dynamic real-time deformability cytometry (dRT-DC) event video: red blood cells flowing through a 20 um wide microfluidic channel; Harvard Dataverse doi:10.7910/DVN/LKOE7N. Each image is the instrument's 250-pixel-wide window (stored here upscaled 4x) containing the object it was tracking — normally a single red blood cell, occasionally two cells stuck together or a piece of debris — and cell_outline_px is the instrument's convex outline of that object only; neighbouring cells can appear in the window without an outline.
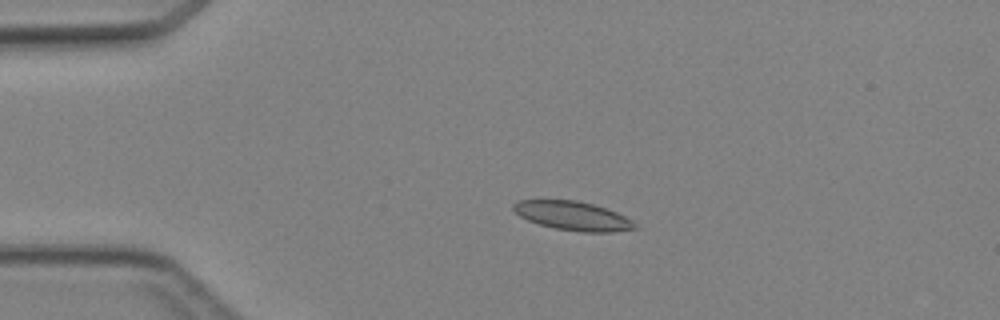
{"species": "Egyptian fruit bat (a non-hibernating species)", "species_latin": "Rousettus aegyptiacus", "temperature_condition": "cold", "stored_images_in_passage": 4, "camera_frame_rate_fps": 3000, "um_per_image_px": 0.085, "animal": {"sex": "female"}, "frame": {"image": 1, "passage_image": 2, "time_ms": 1.333, "image_size_px": [1000, 320], "cell_outline_px": [[640, 228], [612, 232], [580, 232], [556, 228], [540, 224], [528, 220], [520, 216], [512, 208], [512, 204], [520, 200], [576, 200], [592, 204], [616, 212], [632, 220]], "centroid_in_image_um": [48.71, 18.35], "position_along_channel_um": 36.3, "area_um2": 20.35}}